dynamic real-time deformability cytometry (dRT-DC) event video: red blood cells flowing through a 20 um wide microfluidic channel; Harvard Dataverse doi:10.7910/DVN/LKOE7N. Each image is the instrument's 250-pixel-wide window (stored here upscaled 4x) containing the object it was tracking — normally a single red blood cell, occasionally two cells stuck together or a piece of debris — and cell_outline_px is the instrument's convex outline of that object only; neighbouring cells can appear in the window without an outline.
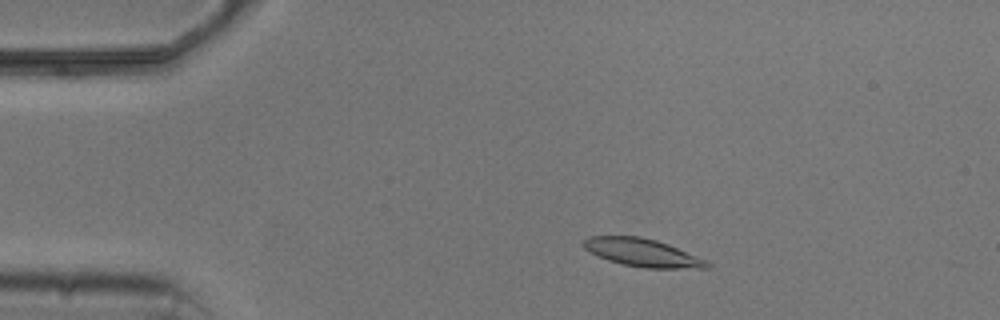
{"species": "common noctule bat (a hibernating species)", "species_latin": "Nyctalus noctula", "temperature_condition": "cold", "stored_images_in_passage": 7, "camera_frame_rate_fps": 3000, "um_per_image_px": 0.085, "animal": {"sex": "male", "body_mass_g": 20.5, "forearm_length_mm": 52.5}, "frame": {"image": 1, "passage_image": 2, "time_ms": 1.0, "image_size_px": [1000, 320], "cell_outline_px": [[712, 268], [644, 268], [624, 264], [608, 260], [584, 248], [584, 240], [588, 236], [640, 236], [656, 240], [668, 244], [708, 260], [712, 264]], "centroid_in_image_um": [54.68, 21.48], "position_along_channel_um": 30.3, "area_um2": 20.0}}
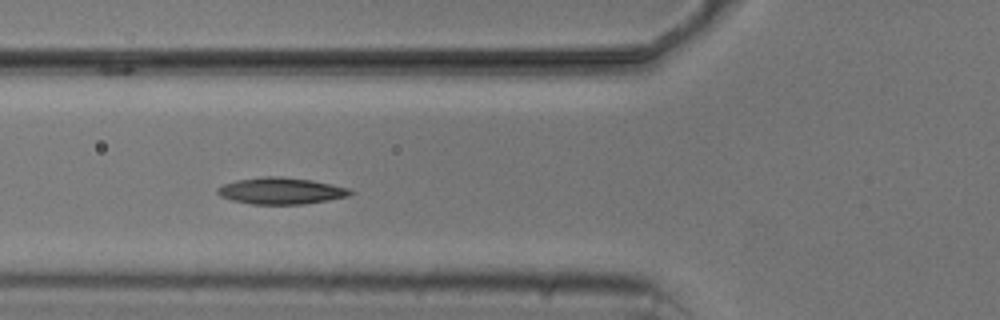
{"frame": {"image": 2, "passage_image": 5, "time_ms": 4.333, "image_size_px": [1000, 320], "cell_outline_px": [[356, 192], [348, 196], [328, 200], [304, 204], [252, 204], [232, 200], [220, 196], [216, 192], [216, 188], [224, 184], [236, 180], [264, 176], [280, 176], [312, 180], [332, 184], [348, 188]], "centroid_in_image_um": [23.89, 16.22], "position_along_channel_um": 101.9, "area_um2": 20.63}}
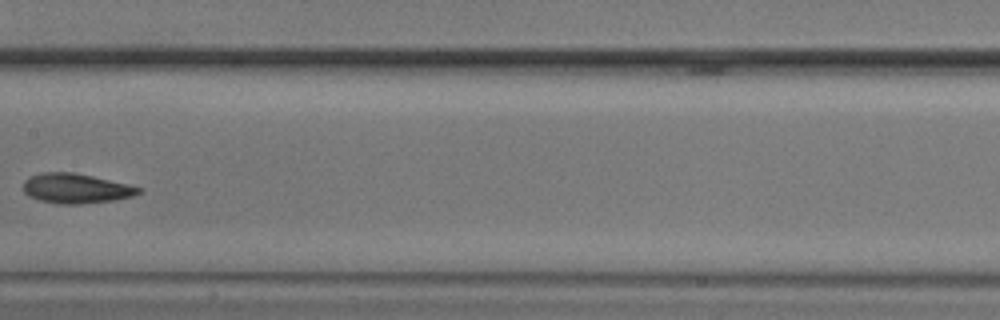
{"frame": {"image": 3, "passage_image": 7, "time_ms": 7.0, "image_size_px": [1000, 320], "cell_outline_px": [[140, 192], [132, 196], [116, 200], [80, 204], [56, 204], [40, 200], [28, 196], [24, 192], [24, 180], [32, 176], [44, 172], [72, 172], [92, 176], [128, 184], [140, 188]], "centroid_in_image_um": [6.44, 16.02], "position_along_channel_um": 201.0, "area_um2": 19.88}}